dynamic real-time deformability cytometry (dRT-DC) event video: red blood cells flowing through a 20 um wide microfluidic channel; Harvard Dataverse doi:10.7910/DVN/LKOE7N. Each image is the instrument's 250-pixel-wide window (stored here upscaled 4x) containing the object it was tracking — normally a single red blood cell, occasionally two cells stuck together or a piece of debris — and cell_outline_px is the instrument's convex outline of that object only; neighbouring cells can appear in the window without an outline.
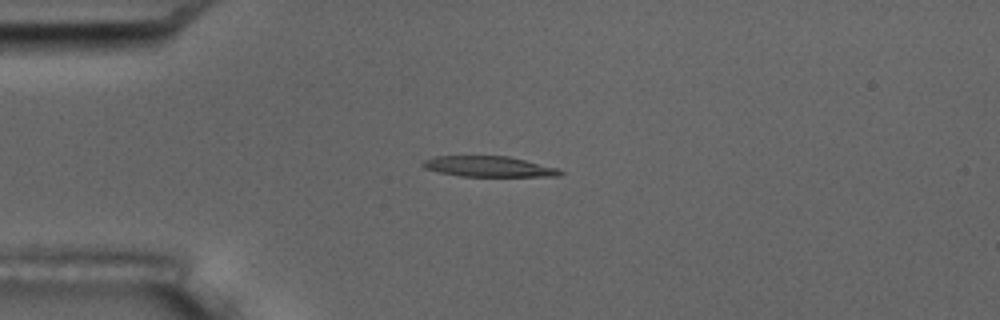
{"species": "common noctule bat (a hibernating species)", "species_latin": "Nyctalus noctula", "temperature_condition": "room temperature", "stored_images_in_passage": 6, "camera_frame_rate_fps": 3000, "um_per_image_px": 0.085, "animal": {"sex": "male", "body_mass_g": 17.5, "forearm_length_mm": 52.3}, "frame": {"image": 1, "passage_image": 4, "time_ms": 3.333, "image_size_px": [1000, 320], "cell_outline_px": [[564, 172], [560, 176], [460, 176], [440, 172], [424, 168], [420, 164], [424, 160], [432, 156], [508, 156], [556, 168]], "centroid_in_image_um": [41.49, 14.15], "position_along_channel_um": 43.5, "area_um2": 16.3}}